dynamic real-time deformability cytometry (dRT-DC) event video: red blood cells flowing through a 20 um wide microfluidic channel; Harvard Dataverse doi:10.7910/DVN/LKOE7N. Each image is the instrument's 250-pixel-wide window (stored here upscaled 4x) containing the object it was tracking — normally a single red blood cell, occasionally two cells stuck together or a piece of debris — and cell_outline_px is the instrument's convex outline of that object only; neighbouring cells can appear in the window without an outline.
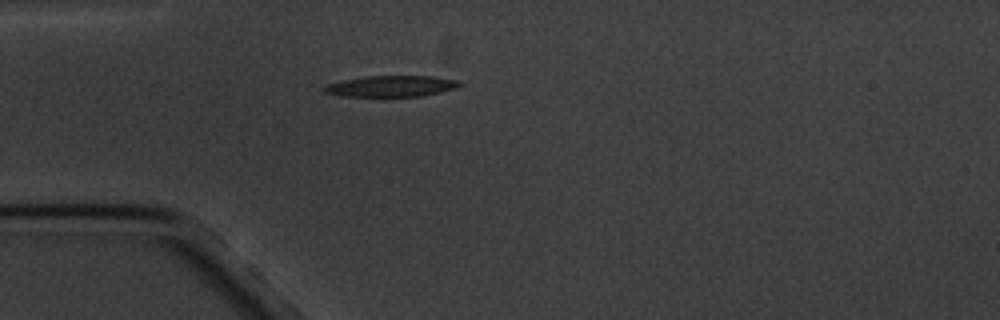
{"species": "common noctule bat (a hibernating species)", "species_latin": "Nyctalus noctula", "temperature_condition": "cold", "stored_images_in_passage": 2, "camera_frame_rate_fps": 3000, "um_per_image_px": 0.085, "animal": {"sex": "male", "body_mass_g": 20.1, "forearm_length_mm": 53.5}, "frame": {"image": 1, "passage_image": 1, "time_ms": 0.0, "image_size_px": [1000, 320], "cell_outline_px": [[464, 84], [456, 88], [440, 92], [420, 96], [340, 96], [324, 92], [320, 88], [324, 84], [364, 76], [432, 76], [460, 80]], "centroid_in_image_um": [33.24, 7.32], "position_along_channel_um": 51.8, "area_um2": 16.82}}